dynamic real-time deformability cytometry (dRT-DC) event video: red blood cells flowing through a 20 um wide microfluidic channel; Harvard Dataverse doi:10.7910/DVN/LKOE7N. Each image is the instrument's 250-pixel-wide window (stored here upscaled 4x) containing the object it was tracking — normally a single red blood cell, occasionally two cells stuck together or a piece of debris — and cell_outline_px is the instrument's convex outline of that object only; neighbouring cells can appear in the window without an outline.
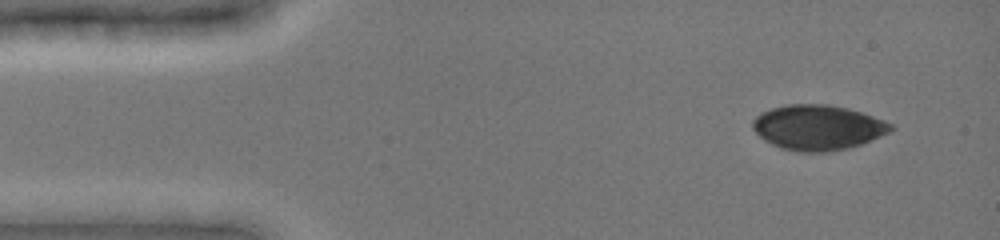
{"species": "common noctule bat (a hibernating species)", "species_latin": "Nyctalus noctula", "temperature_condition": "cold", "stored_images_in_passage": 14, "camera_frame_rate_fps": 3000, "um_per_image_px": 0.085, "animal": {"sex": "female", "body_mass_g": 19.0, "forearm_length_mm": 51.5}, "frame": {"image": 1, "passage_image": 5, "time_ms": 1.0, "image_size_px": [1000, 240], "cell_outline_px": [[896, 128], [880, 136], [860, 144], [848, 148], [824, 152], [800, 152], [780, 148], [764, 140], [752, 128], [752, 120], [760, 112], [772, 108], [788, 104], [828, 104], [848, 108], [884, 120], [892, 124]], "centroid_in_image_um": [69.49, 10.83], "position_along_channel_um": 15.5, "area_um2": 36.24}}